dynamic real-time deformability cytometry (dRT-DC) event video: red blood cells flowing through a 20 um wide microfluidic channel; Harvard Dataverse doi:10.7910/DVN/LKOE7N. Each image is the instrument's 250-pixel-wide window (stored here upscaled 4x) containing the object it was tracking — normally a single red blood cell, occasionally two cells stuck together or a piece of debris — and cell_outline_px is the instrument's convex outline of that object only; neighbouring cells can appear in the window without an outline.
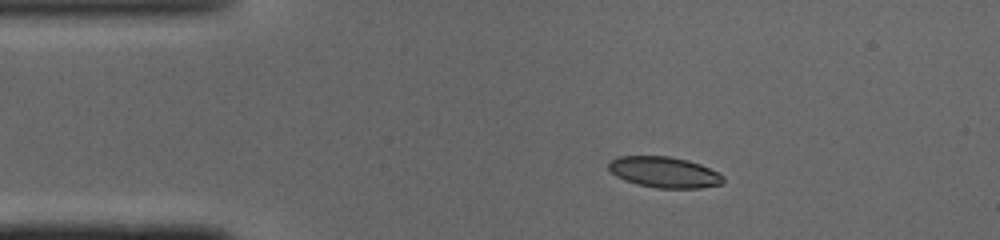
{"species": "common noctule bat (a hibernating species)", "species_latin": "Nyctalus noctula", "temperature_condition": "cold", "stored_images_in_passage": 48, "camera_frame_rate_fps": 3000, "um_per_image_px": 0.085, "animal": {"sex": "male", "body_mass_g": 19.0, "forearm_length_mm": 50.8}, "frame": {"image": 1, "passage_image": 8, "time_ms": 2.333, "image_size_px": [1000, 240], "cell_outline_px": [[724, 184], [700, 188], [656, 188], [636, 184], [624, 180], [616, 176], [608, 168], [608, 164], [612, 160], [620, 156], [668, 156], [688, 160], [700, 164], [724, 176]], "centroid_in_image_um": [56.47, 14.65], "position_along_channel_um": 28.5, "area_um2": 20.63}}
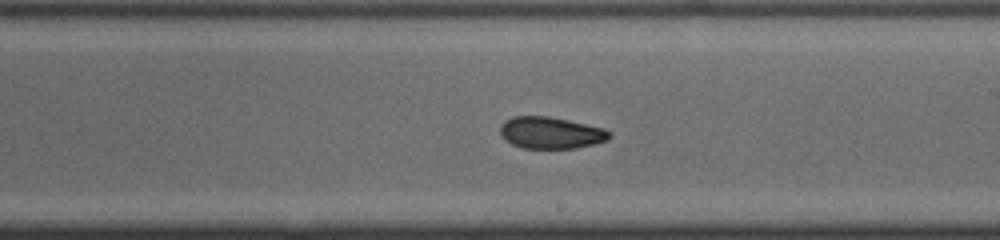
{"frame": {"image": 2, "passage_image": 27, "time_ms": 8.667, "image_size_px": [1000, 240], "cell_outline_px": [[612, 136], [608, 140], [576, 148], [520, 148], [504, 140], [500, 132], [500, 128], [504, 120], [512, 116], [548, 116], [568, 120], [604, 128], [612, 132]], "centroid_in_image_um": [46.81, 11.28], "position_along_channel_um": 242.2, "area_um2": 20.35}}
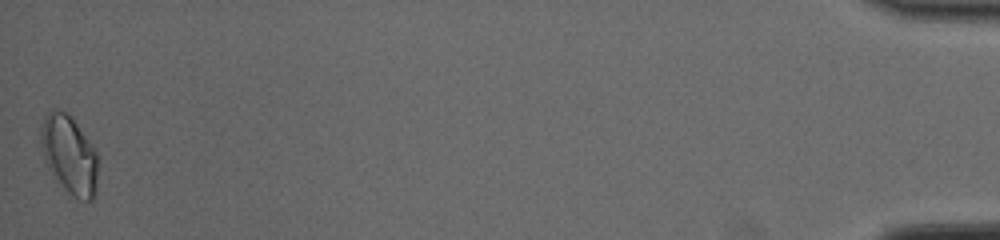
{"frame": {"image": 3, "passage_image": 48, "time_ms": 15.667, "image_size_px": [1000, 240], "cell_outline_px": [[96, 188], [92, 200], [80, 200], [72, 196], [48, 168], [44, 156], [40, 140], [40, 132], [44, 116], [52, 108], [60, 108], [68, 112], [72, 116], [96, 152]], "centroid_in_image_um": [5.86, 13.08], "position_along_channel_um": 429.3, "area_um2": 25.72}, "authors_computed_cell_mechanics": {"area_um2": 20.808, "velocity_mm_per_s": 4.0911, "shape_relaxation_time_tau1_ms": 5.9029, "shape_relaxation_time_tau2_ms": 0.9503, "deformation_change_tau1": 0.1474, "deformation_change_tau2": 0.0482}}